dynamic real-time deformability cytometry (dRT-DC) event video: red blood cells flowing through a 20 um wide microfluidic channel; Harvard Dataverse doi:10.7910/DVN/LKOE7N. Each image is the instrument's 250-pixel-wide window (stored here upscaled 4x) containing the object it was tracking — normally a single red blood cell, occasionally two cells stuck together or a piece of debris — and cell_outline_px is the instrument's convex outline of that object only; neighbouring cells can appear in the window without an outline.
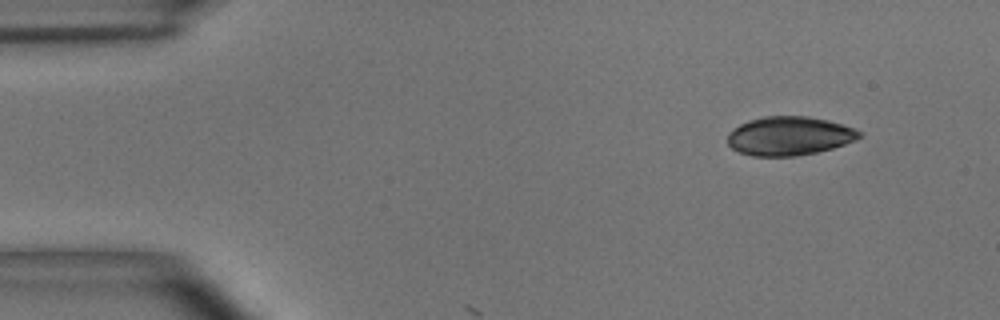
{"species": "common noctule bat (a hibernating species)", "species_latin": "Nyctalus noctula", "temperature_condition": "room temperature", "stored_images_in_passage": 3, "camera_frame_rate_fps": 3000, "um_per_image_px": 0.085, "animal": {"sex": "male", "body_mass_g": 15.6}, "frame": {"image": 1, "passage_image": 1, "time_ms": 0.0, "image_size_px": [1000, 320], "cell_outline_px": [[860, 136], [856, 140], [832, 148], [816, 152], [796, 156], [752, 156], [740, 152], [732, 148], [728, 144], [728, 132], [740, 124], [748, 120], [764, 116], [808, 116], [828, 120], [852, 128], [860, 132]], "centroid_in_image_um": [67.05, 11.55], "position_along_channel_um": 17.9, "area_um2": 29.65}}